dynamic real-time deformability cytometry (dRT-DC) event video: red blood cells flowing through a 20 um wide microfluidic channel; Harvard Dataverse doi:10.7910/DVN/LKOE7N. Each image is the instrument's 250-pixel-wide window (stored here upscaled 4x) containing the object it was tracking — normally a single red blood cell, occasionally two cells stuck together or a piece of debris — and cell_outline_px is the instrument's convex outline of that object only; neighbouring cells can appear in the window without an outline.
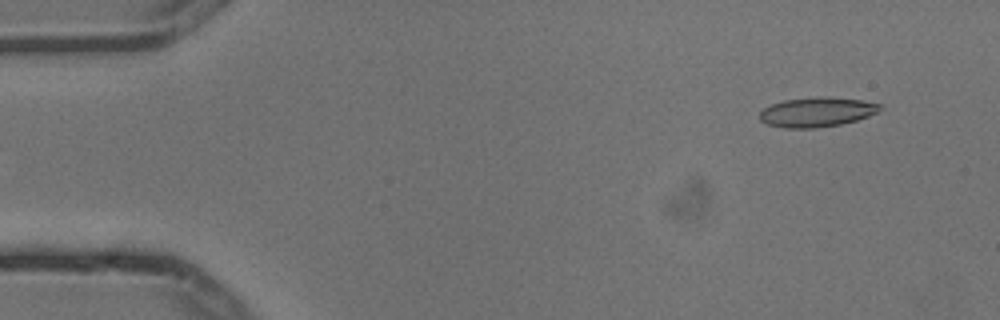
{"species": "common noctule bat (a hibernating species)", "species_latin": "Nyctalus noctula", "temperature_condition": "cold", "stored_images_in_passage": 6, "camera_frame_rate_fps": 3000, "um_per_image_px": 0.085, "animal": {"sex": "male", "body_mass_g": 13.3}, "frame": {"image": 1, "passage_image": 2, "time_ms": 0.333, "image_size_px": [1000, 320], "cell_outline_px": [[884, 108], [880, 112], [856, 120], [840, 124], [816, 128], [784, 128], [768, 124], [760, 120], [760, 112], [764, 108], [772, 104], [784, 100], [860, 100], [880, 104]], "centroid_in_image_um": [69.43, 9.59], "position_along_channel_um": 15.6, "area_um2": 19.59}}
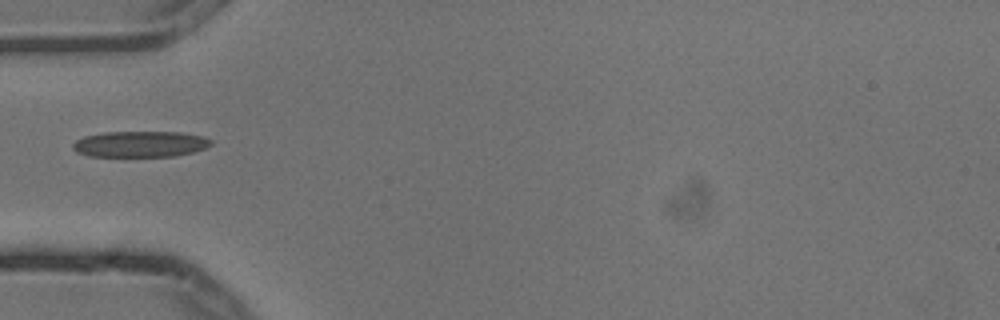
{"frame": {"image": 2, "passage_image": 5, "time_ms": 1.333, "image_size_px": [1000, 320], "cell_outline_px": [[212, 144], [204, 148], [192, 152], [176, 156], [88, 156], [76, 152], [72, 148], [72, 144], [76, 140], [84, 136], [104, 132], [180, 132], [204, 136], [212, 140]], "centroid_in_image_um": [11.9, 12.24], "position_along_channel_um": 73.1, "area_um2": 20.98}}
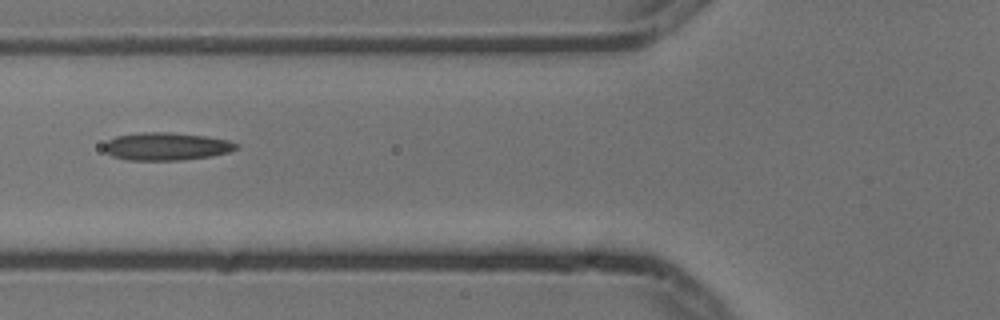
{"frame": {"image": 3, "passage_image": 6, "time_ms": 1.667, "image_size_px": [1000, 320], "cell_outline_px": [[240, 148], [228, 152], [212, 156], [180, 160], [128, 160], [112, 156], [104, 148], [104, 144], [108, 140], [116, 136], [140, 132], [172, 132], [204, 136], [228, 140], [240, 144]], "centroid_in_image_um": [14.17, 12.44], "position_along_channel_um": 111.6, "area_um2": 21.44}}